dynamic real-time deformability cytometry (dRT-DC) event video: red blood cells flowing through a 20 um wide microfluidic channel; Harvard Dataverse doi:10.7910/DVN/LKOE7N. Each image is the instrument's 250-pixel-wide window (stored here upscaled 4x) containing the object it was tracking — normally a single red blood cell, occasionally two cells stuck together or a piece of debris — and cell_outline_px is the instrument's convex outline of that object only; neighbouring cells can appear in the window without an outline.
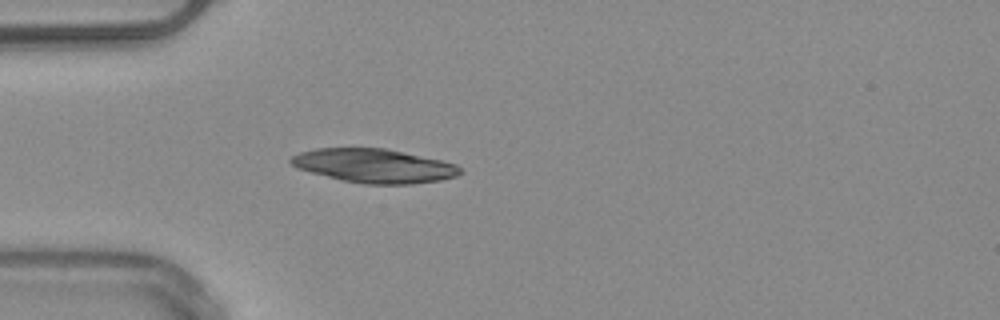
{"species": "common noctule bat (a hibernating species)", "species_latin": "Nyctalus noctula", "temperature_condition": "warm", "stored_images_in_passage": 3, "camera_frame_rate_fps": 3000, "um_per_image_px": 0.085, "animal": {"sex": "male", "body_mass_g": 20.4}, "frame": {"image": 1, "passage_image": 3, "time_ms": 2.0, "image_size_px": [1000, 320], "cell_outline_px": [[464, 172], [456, 176], [440, 180], [412, 184], [364, 184], [344, 180], [296, 168], [288, 160], [292, 156], [300, 152], [316, 148], [388, 148], [440, 160], [456, 164]], "centroid_in_image_um": [31.82, 14.08], "position_along_channel_um": 53.2, "area_um2": 33.29}}